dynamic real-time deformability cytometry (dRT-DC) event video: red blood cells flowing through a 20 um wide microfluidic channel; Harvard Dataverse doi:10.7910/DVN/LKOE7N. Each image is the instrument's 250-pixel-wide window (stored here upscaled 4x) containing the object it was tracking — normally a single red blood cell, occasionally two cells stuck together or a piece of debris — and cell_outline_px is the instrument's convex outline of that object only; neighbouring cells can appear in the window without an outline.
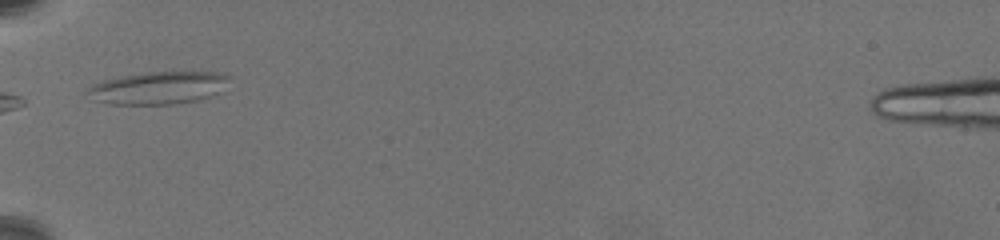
{"species": "common noctule bat (a hibernating species)", "species_latin": "Nyctalus noctula", "temperature_condition": "warm", "stored_images_in_passage": 40, "camera_frame_rate_fps": 3000, "um_per_image_px": 0.085, "animal": {"sex": "female", "body_mass_g": 19.5, "forearm_length_mm": 54.1}, "frame": {"image": 1, "passage_image": 1, "time_ms": 0.0, "image_size_px": [1000, 240], "cell_outline_px": [[228, 76], [216, 92], [208, 96], [196, 100], [172, 104], [108, 104], [96, 100], [84, 92], [88, 88], [104, 80], [124, 76], [148, 72], [216, 72]], "centroid_in_image_um": [13.35, 7.47], "position_along_channel_um": 71.7, "area_um2": 25.95}}
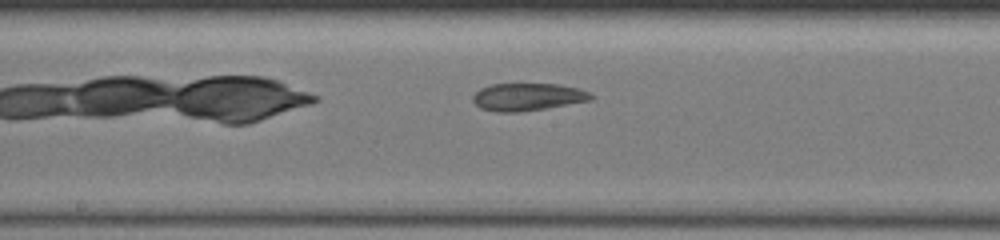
{"frame": {"image": 2, "passage_image": 13, "time_ms": 4.0, "image_size_px": [1000, 240], "cell_outline_px": [[592, 100], [520, 112], [496, 112], [480, 108], [472, 100], [472, 96], [480, 88], [492, 84], [556, 84], [580, 88], [588, 92], [592, 96]], "centroid_in_image_um": [44.82, 8.23], "position_along_channel_um": 203.4, "area_um2": 18.84}}
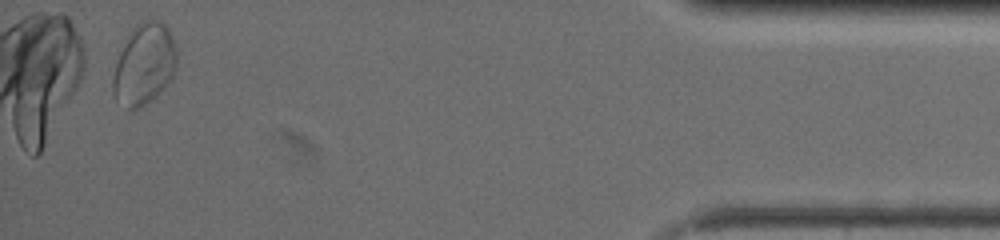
{"frame": {"image": 3, "passage_image": 38, "time_ms": 12.333, "image_size_px": [1000, 240], "cell_outline_px": [[176, 64], [172, 76], [164, 88], [156, 96], [140, 108], [128, 108], [116, 100], [112, 92], [112, 76], [116, 60], [132, 28], [140, 20], [160, 20], [168, 28], [172, 36], [176, 52]], "centroid_in_image_um": [12.24, 5.45], "position_along_channel_um": 423.0, "area_um2": 30.11}, "authors_computed_cell_mechanics": {"area_um2": 20.1144, "velocity_mm_per_s": 3.3779, "shape_relaxation_time_tau1_ms": null, "shape_relaxation_time_tau2_ms": 1.9851, "deformation_change_tau1": null, "deformation_change_tau2": 0.0838}}